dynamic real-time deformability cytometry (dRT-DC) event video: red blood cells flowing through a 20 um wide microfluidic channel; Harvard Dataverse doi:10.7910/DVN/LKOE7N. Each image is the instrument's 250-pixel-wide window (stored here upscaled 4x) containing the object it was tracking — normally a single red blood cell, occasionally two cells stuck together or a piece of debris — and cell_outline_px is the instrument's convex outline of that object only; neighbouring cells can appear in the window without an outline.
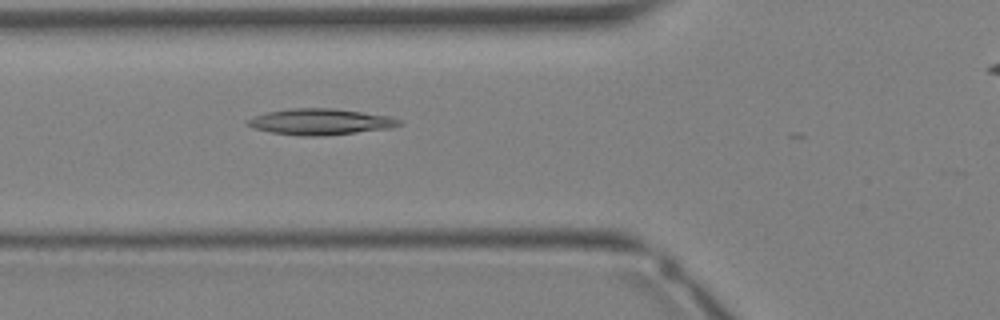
{"species": "Egyptian fruit bat (a non-hibernating species)", "species_latin": "Rousettus aegyptiacus", "temperature_condition": "warm", "stored_images_in_passage": 13, "camera_frame_rate_fps": 3000, "um_per_image_px": 0.085, "animal": {"sex": "female"}, "frame": {"image": 1, "passage_image": 6, "time_ms": 1.667, "image_size_px": [1000, 320], "cell_outline_px": [[404, 124], [392, 128], [324, 136], [300, 136], [272, 132], [252, 128], [244, 120], [268, 112], [292, 108], [332, 108], [392, 116], [400, 120]], "centroid_in_image_um": [27.28, 10.35], "position_along_channel_um": 98.5, "area_um2": 23.12}}
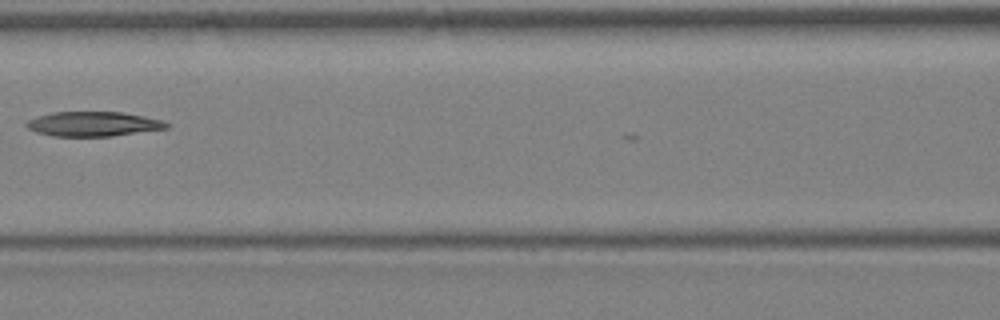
{"frame": {"image": 2, "passage_image": 9, "time_ms": 2.667, "image_size_px": [1000, 320], "cell_outline_px": [[172, 124], [168, 128], [112, 136], [52, 136], [36, 132], [28, 128], [24, 124], [28, 120], [52, 112], [120, 112], [144, 116], [164, 120]], "centroid_in_image_um": [7.96, 10.54], "position_along_channel_um": 158.6, "area_um2": 20.11}}
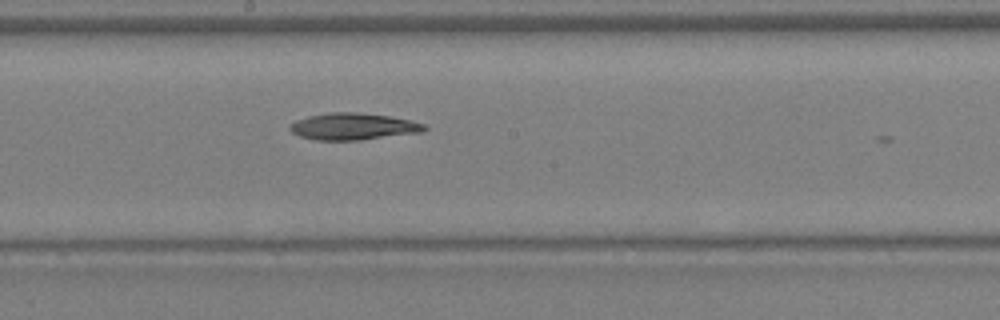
{"frame": {"image": 3, "passage_image": 12, "time_ms": 3.667, "image_size_px": [1000, 320], "cell_outline_px": [[428, 128], [424, 132], [360, 140], [312, 140], [300, 136], [292, 132], [288, 128], [288, 124], [296, 120], [308, 116], [332, 112], [356, 112], [392, 116], [412, 120], [424, 124]], "centroid_in_image_um": [30.03, 10.75], "position_along_channel_um": 218.2, "area_um2": 21.27}}